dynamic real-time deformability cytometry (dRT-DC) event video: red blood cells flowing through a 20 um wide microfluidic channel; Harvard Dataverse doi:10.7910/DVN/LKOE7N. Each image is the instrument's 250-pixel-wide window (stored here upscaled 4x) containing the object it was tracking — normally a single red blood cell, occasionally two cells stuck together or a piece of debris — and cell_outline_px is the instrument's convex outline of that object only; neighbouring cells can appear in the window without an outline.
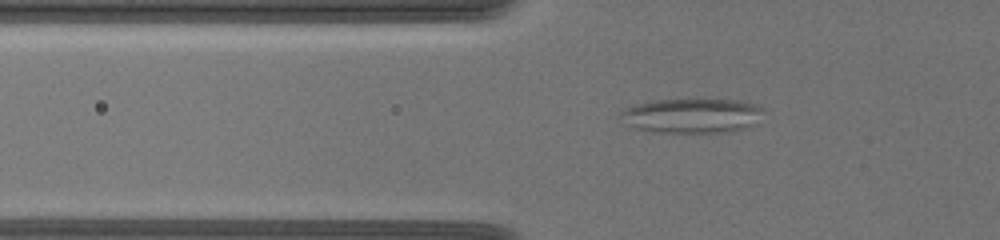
{"species": "common noctule bat (a hibernating species)", "species_latin": "Nyctalus noctula", "temperature_condition": "warm", "stored_images_in_passage": 38, "camera_frame_rate_fps": 3000, "um_per_image_px": 0.085, "animal": {"sex": "female", "body_mass_g": 19.5, "forearm_length_mm": 54.1}, "frame": {"image": 1, "passage_image": 3, "time_ms": 0.667, "image_size_px": [1000, 240], "cell_outline_px": [[764, 112], [752, 124], [744, 128], [732, 132], [652, 132], [632, 128], [628, 124], [620, 112], [624, 108], [636, 104], [656, 100], [740, 100], [756, 104], [764, 108]], "centroid_in_image_um": [58.83, 9.83], "position_along_channel_um": 67.0, "area_um2": 28.61}}
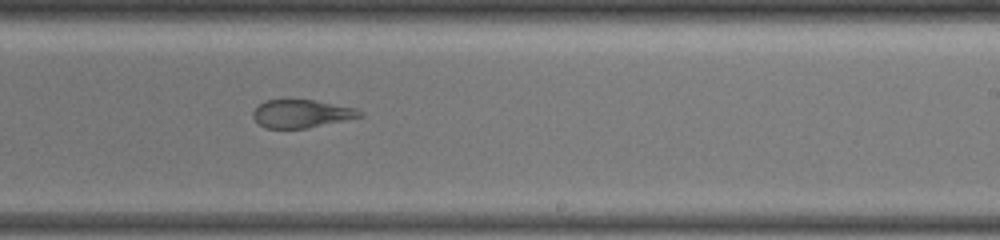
{"frame": {"image": 2, "passage_image": 20, "time_ms": 6.333, "image_size_px": [1000, 240], "cell_outline_px": [[364, 116], [308, 128], [264, 128], [252, 116], [252, 112], [264, 100], [312, 100], [356, 108], [364, 112]], "centroid_in_image_um": [25.65, 9.67], "position_along_channel_um": 263.4, "area_um2": 17.34}}
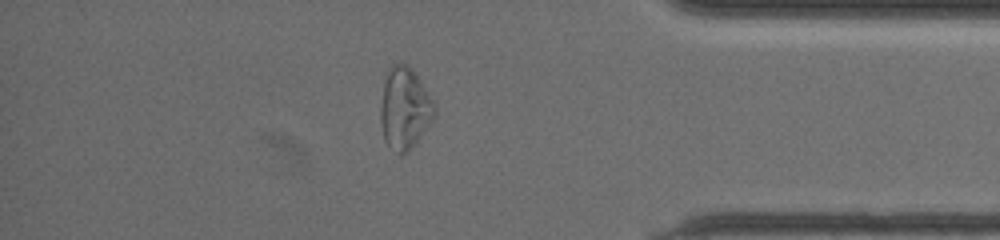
{"frame": {"image": 3, "passage_image": 33, "time_ms": 10.667, "image_size_px": [1000, 240], "cell_outline_px": [[436, 112], [432, 120], [420, 136], [404, 152], [396, 152], [384, 140], [380, 120], [380, 108], [384, 80], [392, 64], [408, 64], [412, 68], [432, 100], [436, 108]], "centroid_in_image_um": [34.37, 9.16], "position_along_channel_um": 400.8, "area_um2": 24.97}, "authors_computed_cell_mechanics": {"area_um2": 19.941, "velocity_mm_per_s": 3.5946, "shape_relaxation_time_tau1_ms": null, "shape_relaxation_time_tau2_ms": 2.043, "deformation_change_tau1": null, "deformation_change_tau2": 0.0991}}